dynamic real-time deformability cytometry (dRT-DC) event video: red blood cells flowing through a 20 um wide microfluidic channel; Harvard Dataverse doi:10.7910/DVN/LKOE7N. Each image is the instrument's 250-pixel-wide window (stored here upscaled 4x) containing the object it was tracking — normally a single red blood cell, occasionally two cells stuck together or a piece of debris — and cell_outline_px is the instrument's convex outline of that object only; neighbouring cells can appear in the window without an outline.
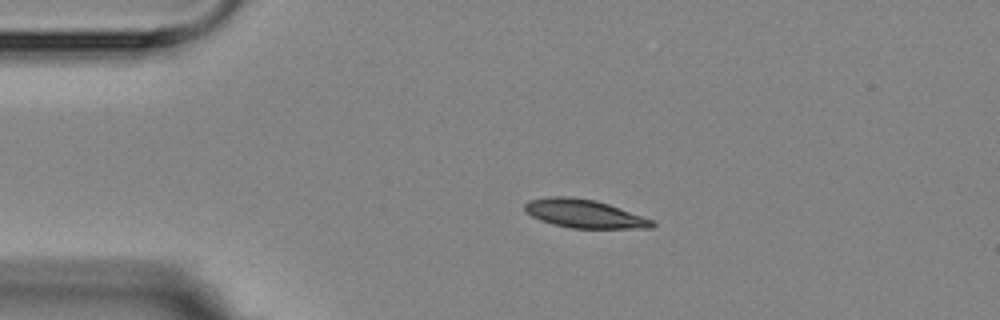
{"species": "Egyptian fruit bat (a non-hibernating species)", "species_latin": "Rousettus aegyptiacus", "temperature_condition": "room temperature", "stored_images_in_passage": 2, "camera_frame_rate_fps": 3000, "um_per_image_px": 0.085, "animal": {"sex": "female"}, "frame": {"image": 1, "passage_image": 1, "time_ms": 0.0, "image_size_px": [1000, 320], "cell_outline_px": [[656, 224], [652, 228], [572, 228], [552, 224], [540, 220], [532, 216], [524, 208], [524, 204], [528, 200], [548, 196], [568, 196], [596, 200], [620, 208], [652, 220]], "centroid_in_image_um": [49.63, 18.15], "position_along_channel_um": 35.4, "area_um2": 20.98}}